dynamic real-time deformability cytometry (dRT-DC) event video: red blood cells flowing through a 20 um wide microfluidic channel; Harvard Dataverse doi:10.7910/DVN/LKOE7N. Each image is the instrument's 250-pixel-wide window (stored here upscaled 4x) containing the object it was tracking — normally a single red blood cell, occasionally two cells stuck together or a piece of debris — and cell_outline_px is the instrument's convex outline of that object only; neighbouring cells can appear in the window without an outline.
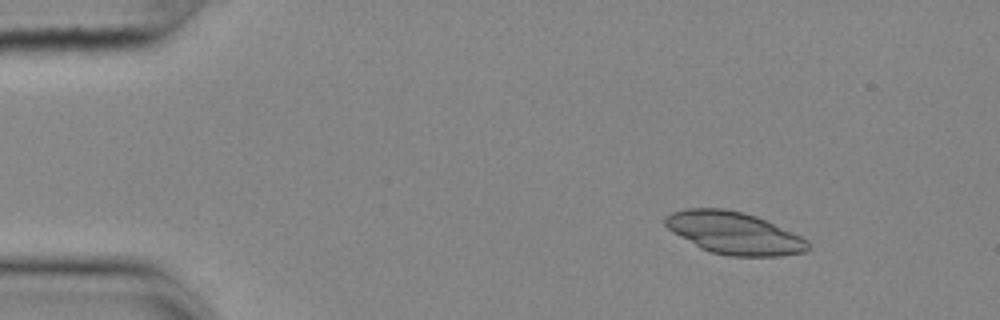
{"species": "common noctule bat (a hibernating species)", "species_latin": "Nyctalus noctula", "temperature_condition": "cold", "stored_images_in_passage": 49, "camera_frame_rate_fps": 3000, "um_per_image_px": 0.085, "animal": {"sex": "female", "body_mass_g": 25.1}, "frame": {"image": 1, "passage_image": 1, "time_ms": 0.0, "image_size_px": [1000, 320], "cell_outline_px": [[812, 248], [804, 252], [780, 256], [728, 256], [712, 252], [700, 248], [672, 232], [664, 224], [664, 216], [672, 212], [684, 208], [720, 208], [744, 212], [756, 216], [792, 232], [808, 240], [812, 244]], "centroid_in_image_um": [62.39, 19.81], "position_along_channel_um": 22.6, "area_um2": 35.26}}
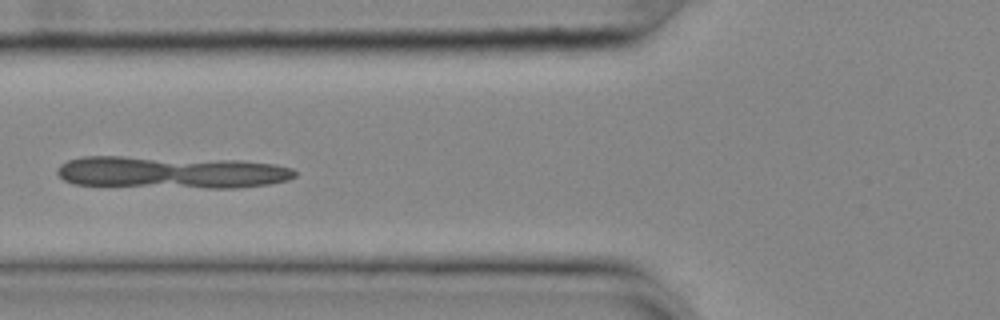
{"frame": {"image": 2, "passage_image": 15, "time_ms": 4.667, "image_size_px": [1000, 320], "cell_outline_px": [[296, 176], [288, 180], [268, 184], [236, 188], [208, 188], [72, 184], [64, 180], [56, 172], [56, 168], [60, 164], [68, 160], [84, 156], [120, 156], [240, 160], [276, 164], [292, 168], [296, 172]], "centroid_in_image_um": [14.56, 14.64], "position_along_channel_um": 111.2, "area_um2": 44.85}}
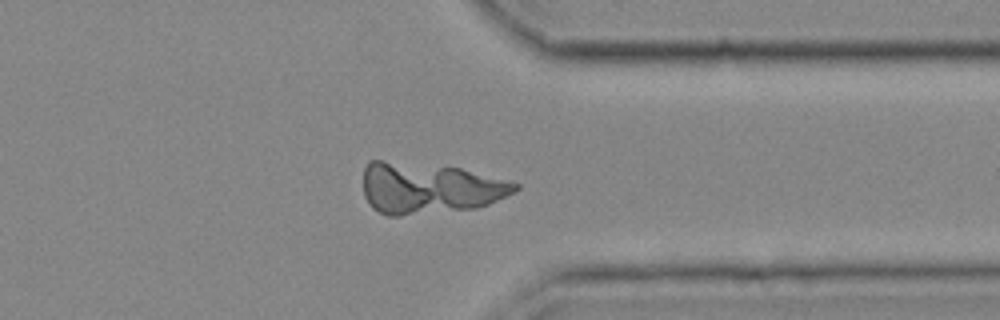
{"frame": {"image": 3, "passage_image": 37, "time_ms": 12.0, "image_size_px": [1000, 320], "cell_outline_px": [[520, 188], [488, 204], [476, 208], [400, 216], [388, 216], [372, 208], [364, 196], [364, 168], [368, 160], [380, 160], [460, 168], [508, 180], [520, 184]], "centroid_in_image_um": [36.46, 16.0], "position_along_channel_um": 374.9, "area_um2": 44.97}}